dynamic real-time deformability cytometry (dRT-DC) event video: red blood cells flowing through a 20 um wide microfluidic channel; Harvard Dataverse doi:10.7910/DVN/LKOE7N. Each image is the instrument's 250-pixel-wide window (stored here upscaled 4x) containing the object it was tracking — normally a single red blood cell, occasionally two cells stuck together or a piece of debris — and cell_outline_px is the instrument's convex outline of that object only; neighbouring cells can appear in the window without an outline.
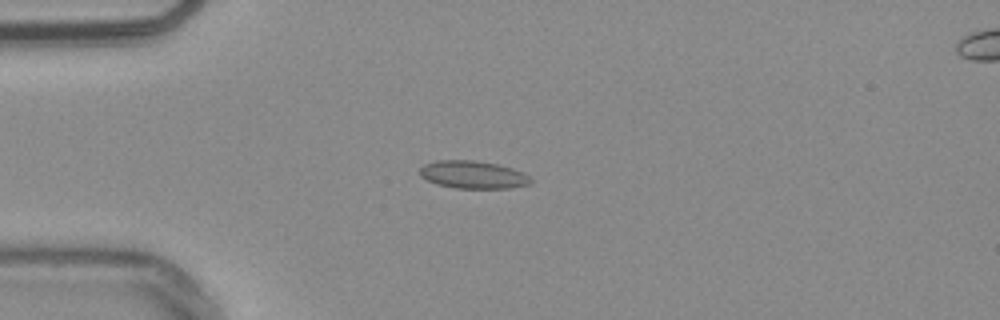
{"species": "common noctule bat (a hibernating species)", "species_latin": "Nyctalus noctula", "temperature_condition": "warm", "stored_images_in_passage": 52, "camera_frame_rate_fps": 3000, "um_per_image_px": 0.085, "animal": {"sex": "male", "body_mass_g": 20.4}, "frame": {"image": 1, "passage_image": 13, "time_ms": 4.0, "image_size_px": [1000, 320], "cell_outline_px": [[532, 184], [508, 188], [456, 188], [436, 184], [420, 176], [420, 168], [424, 164], [436, 160], [476, 160], [500, 164], [524, 172], [532, 180]], "centroid_in_image_um": [40.22, 14.84], "position_along_channel_um": 44.8, "area_um2": 18.09}}
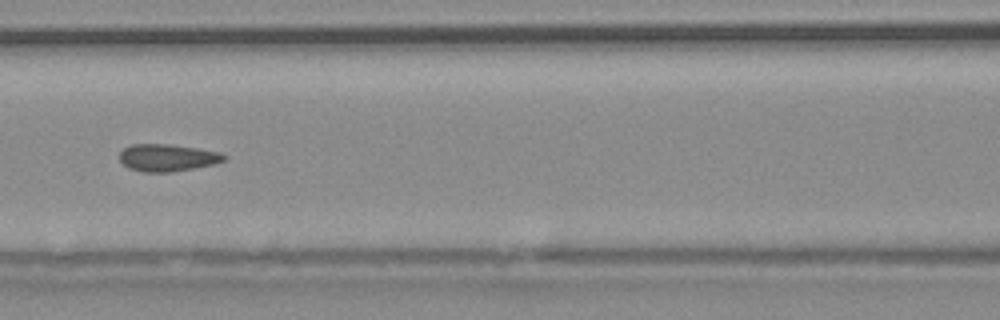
{"frame": {"image": 2, "passage_image": 23, "time_ms": 7.333, "image_size_px": [1000, 320], "cell_outline_px": [[228, 156], [224, 160], [212, 164], [192, 168], [168, 172], [144, 172], [128, 168], [120, 160], [120, 152], [124, 148], [132, 144], [168, 144], [196, 148], [220, 152]], "centroid_in_image_um": [14.21, 13.39], "position_along_channel_um": 152.4, "area_um2": 16.36}}
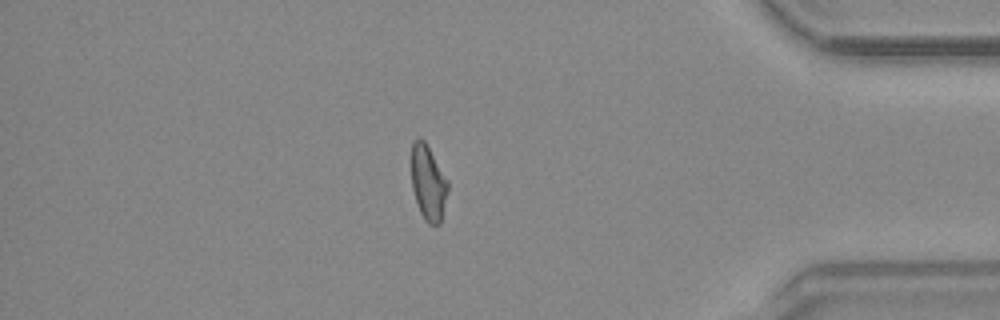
{"frame": {"image": 3, "passage_image": 45, "time_ms": 14.667, "image_size_px": [1000, 320], "cell_outline_px": [[448, 188], [440, 224], [428, 224], [424, 220], [420, 212], [412, 188], [412, 144], [420, 136], [424, 140], [448, 180]], "centroid_in_image_um": [36.4, 15.55], "position_along_channel_um": 398.8, "area_um2": 15.72}, "authors_computed_cell_mechanics": {"area_um2": 16.6464, "velocity_mm_per_s": 3.8194, "shape_relaxation_time_tau1_ms": null, "shape_relaxation_time_tau2_ms": 1.8348, "deformation_change_tau1": null, "deformation_change_tau2": 0.0778}}